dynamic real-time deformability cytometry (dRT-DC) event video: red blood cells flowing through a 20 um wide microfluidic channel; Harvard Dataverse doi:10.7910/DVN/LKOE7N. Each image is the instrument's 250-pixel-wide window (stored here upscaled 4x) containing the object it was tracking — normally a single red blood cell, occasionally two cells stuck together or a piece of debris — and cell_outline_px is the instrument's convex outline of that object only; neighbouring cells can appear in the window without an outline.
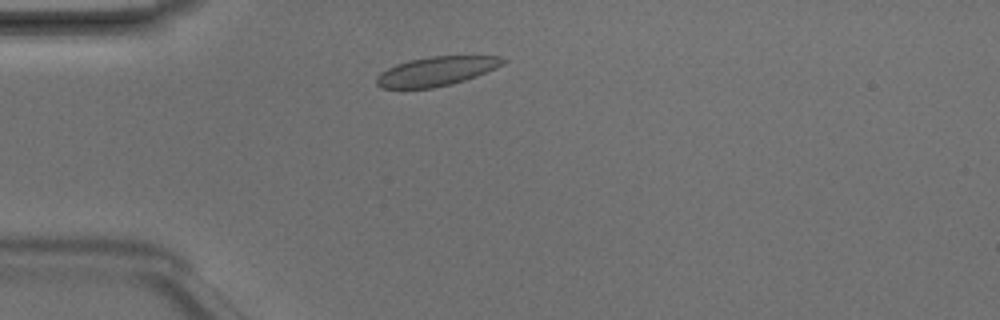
{"species": "Egyptian fruit bat (a non-hibernating species)", "species_latin": "Rousettus aegyptiacus", "temperature_condition": "room temperature", "stored_images_in_passage": 3, "camera_frame_rate_fps": 3000, "um_per_image_px": 0.085, "animal": {"sex": "male"}, "frame": {"image": 1, "passage_image": 2, "time_ms": 0.333, "image_size_px": [1000, 320], "cell_outline_px": [[508, 60], [504, 64], [476, 76], [452, 84], [432, 88], [380, 88], [376, 84], [376, 76], [380, 72], [396, 64], [408, 60], [428, 56], [500, 56]], "centroid_in_image_um": [37.07, 6.05], "position_along_channel_um": 47.9, "area_um2": 21.56}}